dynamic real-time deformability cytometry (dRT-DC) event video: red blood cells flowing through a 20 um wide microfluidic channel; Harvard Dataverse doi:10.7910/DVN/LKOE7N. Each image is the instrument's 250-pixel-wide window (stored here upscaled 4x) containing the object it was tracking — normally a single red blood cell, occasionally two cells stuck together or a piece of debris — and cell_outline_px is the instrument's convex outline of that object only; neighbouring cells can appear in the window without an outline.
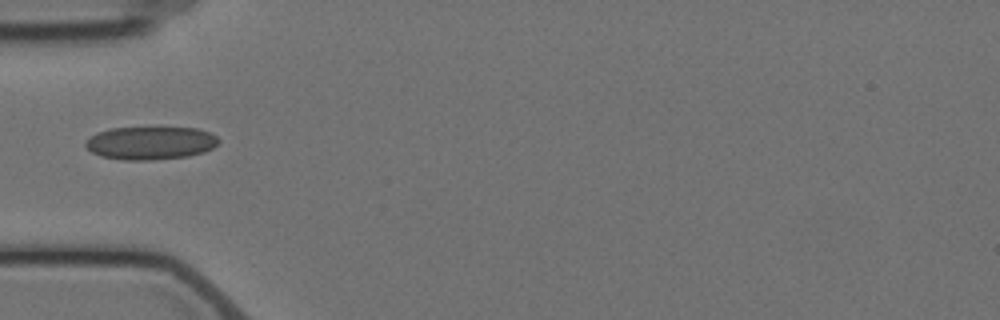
{"species": "Egyptian fruit bat (a non-hibernating species)", "species_latin": "Rousettus aegyptiacus", "temperature_condition": "cold", "stored_images_in_passage": 15, "camera_frame_rate_fps": 3000, "um_per_image_px": 0.085, "animal": {"sex": "female"}, "frame": {"image": 1, "passage_image": 5, "time_ms": 5.667, "image_size_px": [1000, 320], "cell_outline_px": [[220, 140], [212, 148], [204, 152], [188, 156], [152, 160], [124, 160], [100, 156], [92, 152], [84, 144], [96, 132], [108, 128], [196, 128], [208, 132], [216, 136]], "centroid_in_image_um": [12.78, 12.16], "position_along_channel_um": 72.2, "area_um2": 25.49}}
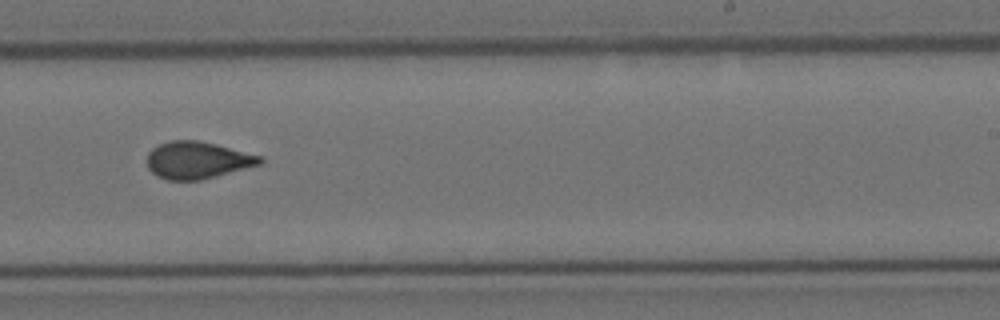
{"frame": {"image": 2, "passage_image": 10, "time_ms": 11.333, "image_size_px": [1000, 320], "cell_outline_px": [[264, 160], [260, 164], [216, 176], [200, 180], [168, 180], [156, 176], [148, 168], [148, 152], [152, 148], [160, 144], [172, 140], [196, 140], [216, 144], [260, 156]], "centroid_in_image_um": [16.74, 13.61], "position_along_channel_um": 272.3, "area_um2": 24.16}}
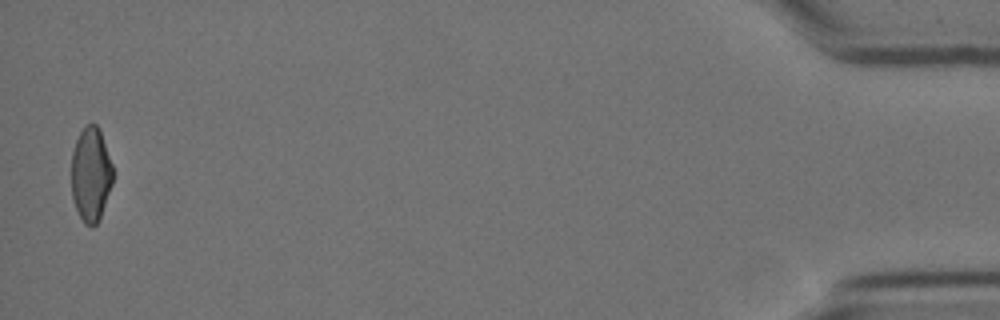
{"frame": {"image": 3, "passage_image": 15, "time_ms": 18.333, "image_size_px": [1000, 320], "cell_outline_px": [[116, 172], [100, 220], [92, 228], [84, 224], [76, 208], [72, 196], [72, 152], [76, 140], [84, 124], [96, 124], [100, 128]], "centroid_in_image_um": [7.76, 14.81], "position_along_channel_um": 427.4, "area_um2": 23.41}, "authors_computed_cell_mechanics": {"area_um2": 24.1604, "velocity_mm_per_s": 3.5264, "shape_relaxation_time_tau1_ms": 9.974, "shape_relaxation_time_tau2_ms": 1.9968, "deformation_change_tau1": 0.1754, "deformation_change_tau2": 0.0791}}